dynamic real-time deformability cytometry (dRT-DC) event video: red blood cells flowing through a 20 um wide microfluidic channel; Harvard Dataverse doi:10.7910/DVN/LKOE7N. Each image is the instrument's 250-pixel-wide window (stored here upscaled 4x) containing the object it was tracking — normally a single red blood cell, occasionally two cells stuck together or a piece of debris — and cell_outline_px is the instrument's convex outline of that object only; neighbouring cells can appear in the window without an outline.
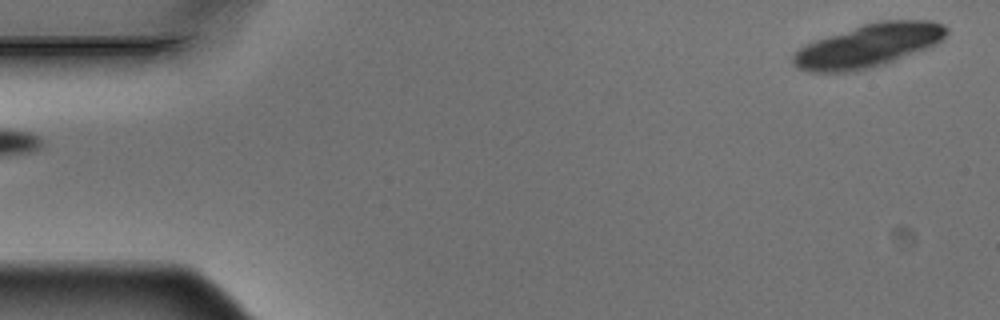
{"species": "Egyptian fruit bat (a non-hibernating species)", "species_latin": "Rousettus aegyptiacus", "temperature_condition": "warm", "stored_images_in_passage": 5, "segment_of_instrument_passage": [2, 2], "camera_frame_rate_fps": 3000, "um_per_image_px": 0.085, "animal": {"sex": "male"}, "frame": {"image": 1, "passage_image": 5, "time_ms": 1.333, "image_size_px": [1000, 320], "cell_outline_px": [[948, 32], [940, 40], [928, 48], [884, 64], [872, 68], [848, 72], [808, 72], [796, 68], [792, 64], [792, 56], [800, 48], [816, 40], [864, 24], [880, 20], [928, 20], [944, 24], [948, 28]], "centroid_in_image_um": [73.82, 3.89], "position_along_channel_um": 11.2, "area_um2": 38.38}}